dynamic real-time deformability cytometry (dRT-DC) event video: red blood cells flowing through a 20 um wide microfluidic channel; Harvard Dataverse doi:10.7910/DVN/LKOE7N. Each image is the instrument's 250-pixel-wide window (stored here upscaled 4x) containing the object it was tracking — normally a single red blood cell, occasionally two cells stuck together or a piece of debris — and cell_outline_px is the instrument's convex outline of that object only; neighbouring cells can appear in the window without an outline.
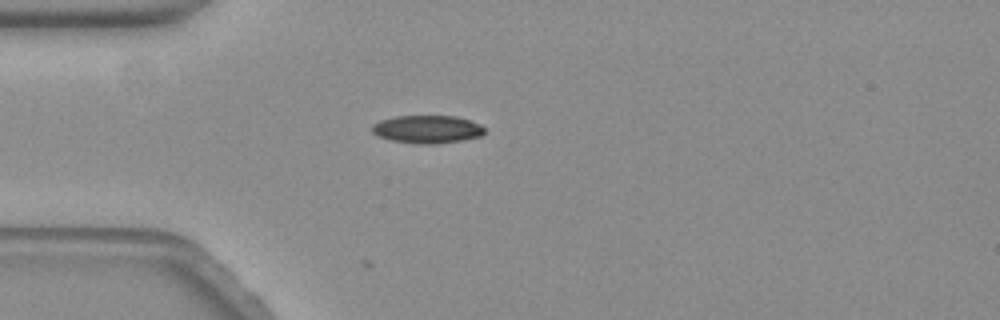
{"species": "common noctule bat (a hibernating species)", "species_latin": "Nyctalus noctula", "temperature_condition": "warm", "stored_images_in_passage": 20, "camera_frame_rate_fps": 3000, "um_per_image_px": 0.085, "animal": {"sex": "female", "body_mass_g": 19.3, "forearm_length_mm": 54.1}, "frame": {"image": 1, "passage_image": 1, "time_ms": 0.0, "image_size_px": [1000, 320], "cell_outline_px": [[484, 132], [480, 136], [460, 140], [432, 144], [428, 144], [392, 140], [380, 136], [372, 132], [372, 124], [380, 120], [396, 116], [456, 116], [480, 124], [484, 128]], "centroid_in_image_um": [36.31, 10.97], "position_along_channel_um": 48.7, "area_um2": 17.92}}
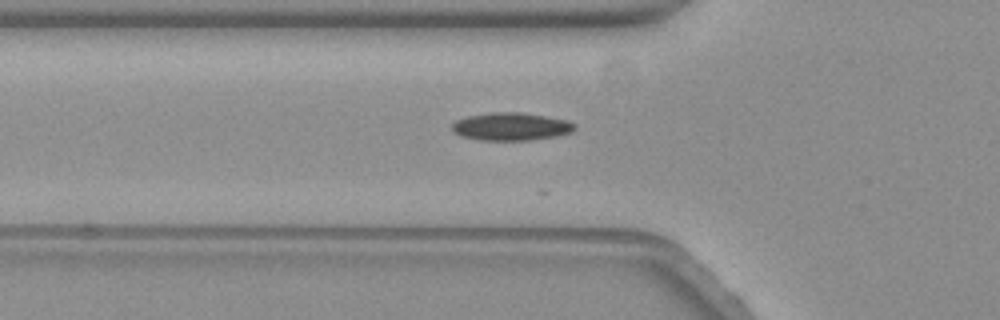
{"frame": {"image": 2, "passage_image": 5, "time_ms": 1.333, "image_size_px": [1000, 320], "cell_outline_px": [[576, 128], [572, 132], [556, 136], [532, 140], [480, 140], [460, 136], [452, 132], [452, 124], [456, 120], [468, 116], [492, 112], [520, 112], [544, 116], [564, 120], [576, 124]], "centroid_in_image_um": [43.41, 10.76], "position_along_channel_um": 82.4, "area_um2": 19.88}}
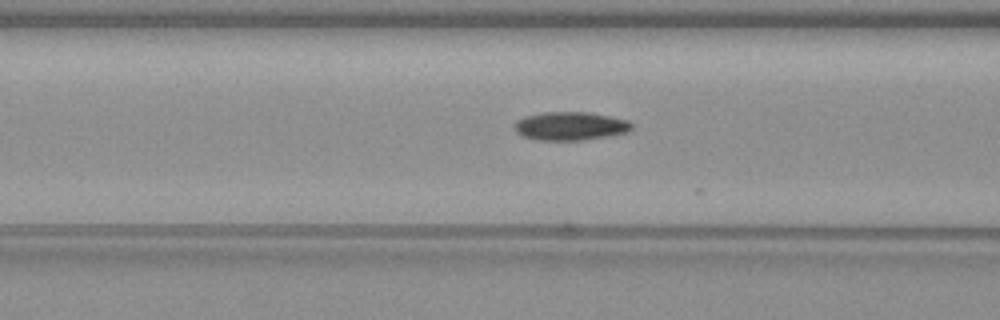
{"frame": {"image": 3, "passage_image": 8, "time_ms": 2.333, "image_size_px": [1000, 320], "cell_outline_px": [[632, 128], [624, 132], [584, 140], [536, 140], [520, 136], [512, 128], [516, 120], [524, 116], [544, 112], [588, 112], [628, 120], [632, 124]], "centroid_in_image_um": [48.37, 10.71], "position_along_channel_um": 118.2, "area_um2": 19.42}}